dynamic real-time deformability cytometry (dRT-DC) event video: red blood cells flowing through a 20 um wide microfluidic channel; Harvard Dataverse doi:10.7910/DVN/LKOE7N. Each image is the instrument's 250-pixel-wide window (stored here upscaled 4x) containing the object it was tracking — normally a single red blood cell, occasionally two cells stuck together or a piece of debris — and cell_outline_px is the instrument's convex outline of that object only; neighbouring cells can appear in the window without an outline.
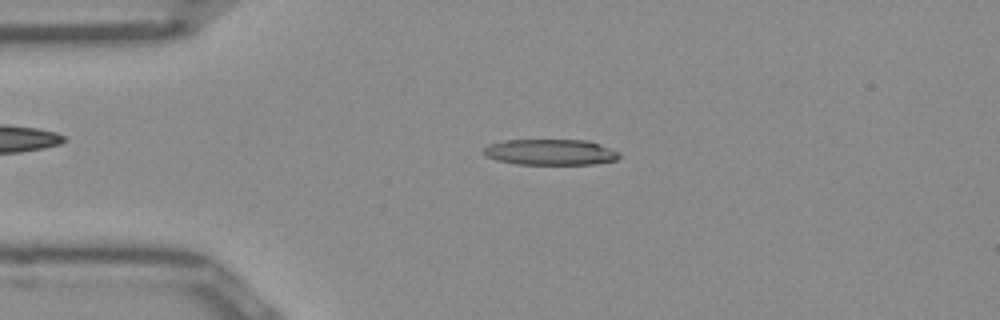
{"species": "Egyptian fruit bat (a non-hibernating species)", "species_latin": "Rousettus aegyptiacus", "temperature_condition": "room temperature", "stored_images_in_passage": 47, "camera_frame_rate_fps": 3000, "um_per_image_px": 0.085, "frame": {"image": 1, "passage_image": 8, "time_ms": 2.333, "image_size_px": [1000, 320], "cell_outline_px": [[620, 156], [616, 160], [592, 164], [516, 164], [496, 160], [484, 156], [484, 148], [488, 144], [504, 140], [588, 140], [600, 144], [620, 152]], "centroid_in_image_um": [46.77, 12.93], "position_along_channel_um": 38.2, "area_um2": 20.52}}
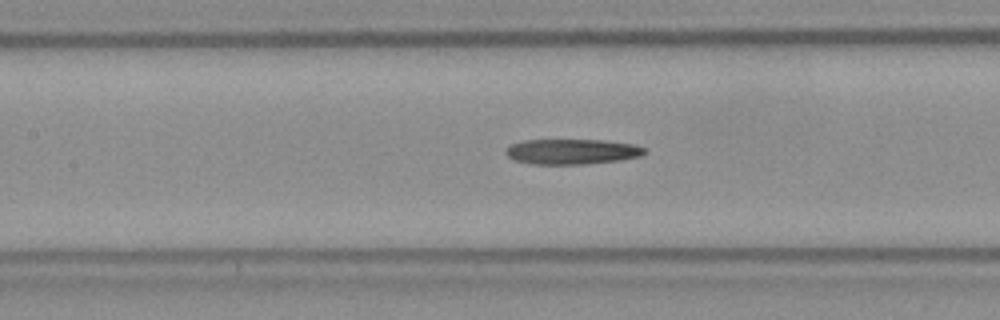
{"frame": {"image": 2, "passage_image": 19, "time_ms": 6.0, "image_size_px": [1000, 320], "cell_outline_px": [[648, 152], [640, 156], [620, 160], [584, 164], [532, 164], [516, 160], [508, 156], [504, 152], [512, 144], [524, 140], [604, 140], [636, 144], [648, 148]], "centroid_in_image_um": [48.7, 12.88], "position_along_channel_um": 158.7, "area_um2": 20.52}}
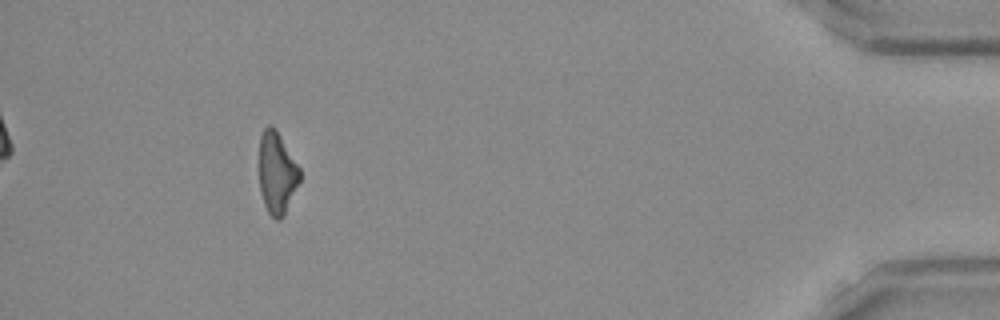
{"frame": {"image": 3, "passage_image": 43, "time_ms": 14.0, "image_size_px": [1000, 320], "cell_outline_px": [[300, 180], [284, 216], [280, 220], [276, 220], [268, 212], [264, 204], [260, 192], [260, 136], [264, 128], [268, 124], [272, 124], [276, 128], [300, 168]], "centroid_in_image_um": [23.54, 14.69], "position_along_channel_um": 411.7, "area_um2": 19.42}}